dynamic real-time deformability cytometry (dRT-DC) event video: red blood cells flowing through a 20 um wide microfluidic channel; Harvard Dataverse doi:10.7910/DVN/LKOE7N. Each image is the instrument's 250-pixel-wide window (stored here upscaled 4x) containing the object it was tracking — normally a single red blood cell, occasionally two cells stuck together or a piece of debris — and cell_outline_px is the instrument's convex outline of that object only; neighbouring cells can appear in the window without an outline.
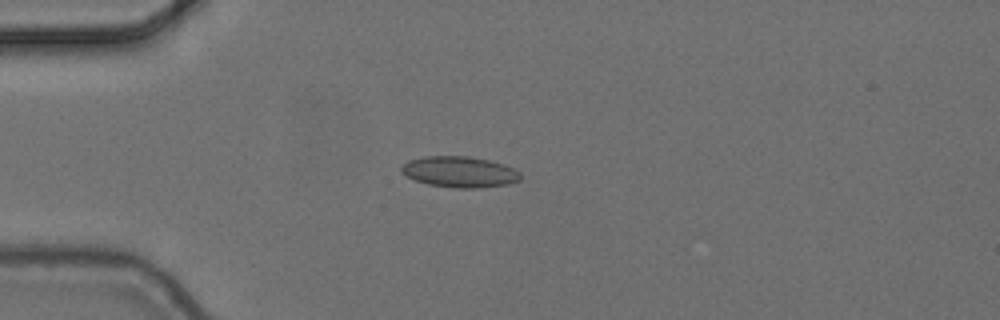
{"species": "common noctule bat (a hibernating species)", "species_latin": "Nyctalus noctula", "temperature_condition": "cold", "stored_images_in_passage": 4, "camera_frame_rate_fps": 3000, "um_per_image_px": 0.085, "animal": {"sex": "female", "body_mass_g": 24.6, "forearm_length_mm": 56.2}, "frame": {"image": 1, "passage_image": 1, "time_ms": 0.0, "image_size_px": [1000, 320], "cell_outline_px": [[520, 180], [508, 184], [480, 188], [456, 188], [428, 184], [416, 180], [400, 172], [400, 168], [408, 160], [424, 156], [468, 156], [488, 160], [504, 164], [516, 168], [520, 172]], "centroid_in_image_um": [39.09, 14.61], "position_along_channel_um": 45.9, "area_um2": 21.56}}
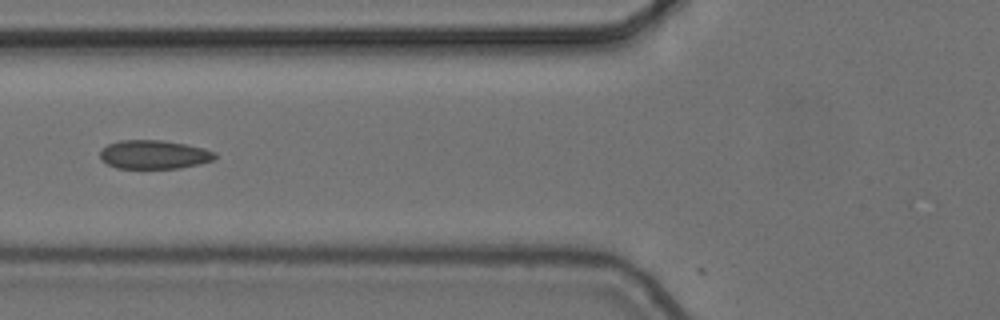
{"frame": {"image": 2, "passage_image": 3, "time_ms": 0.667, "image_size_px": [1000, 320], "cell_outline_px": [[216, 156], [212, 160], [200, 164], [180, 168], [116, 168], [108, 164], [100, 156], [100, 152], [108, 144], [120, 140], [164, 140], [188, 144], [204, 148], [216, 152]], "centroid_in_image_um": [13.13, 13.13], "position_along_channel_um": 112.7, "area_um2": 19.25}}